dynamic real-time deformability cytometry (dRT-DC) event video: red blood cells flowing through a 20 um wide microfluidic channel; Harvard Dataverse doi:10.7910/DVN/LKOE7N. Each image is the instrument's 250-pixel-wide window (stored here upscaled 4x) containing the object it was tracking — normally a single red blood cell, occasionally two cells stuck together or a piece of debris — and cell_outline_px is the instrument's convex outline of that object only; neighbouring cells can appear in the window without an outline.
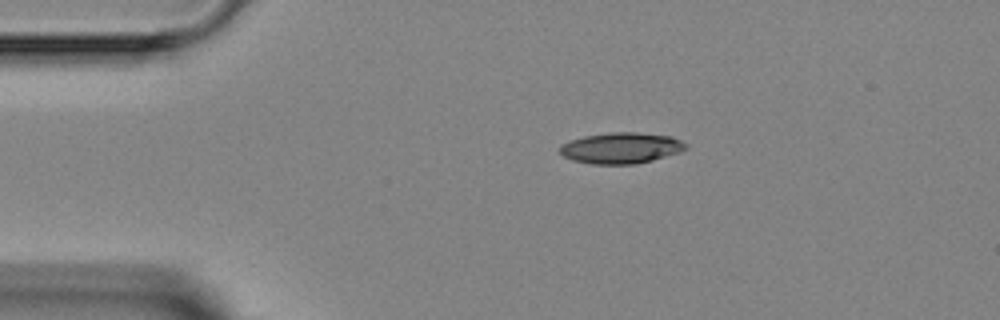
{"species": "Egyptian fruit bat (a non-hibernating species)", "species_latin": "Rousettus aegyptiacus", "temperature_condition": "room temperature", "stored_images_in_passage": 2, "camera_frame_rate_fps": 3000, "um_per_image_px": 0.085, "animal": {"sex": "female"}, "frame": {"image": 1, "passage_image": 1, "time_ms": 0.0, "image_size_px": [1000, 320], "cell_outline_px": [[688, 148], [680, 152], [652, 160], [636, 164], [592, 164], [572, 160], [564, 156], [560, 152], [560, 144], [584, 136], [612, 132], [636, 132], [672, 136], [688, 144]], "centroid_in_image_um": [52.82, 12.58], "position_along_channel_um": 32.2, "area_um2": 22.77}}